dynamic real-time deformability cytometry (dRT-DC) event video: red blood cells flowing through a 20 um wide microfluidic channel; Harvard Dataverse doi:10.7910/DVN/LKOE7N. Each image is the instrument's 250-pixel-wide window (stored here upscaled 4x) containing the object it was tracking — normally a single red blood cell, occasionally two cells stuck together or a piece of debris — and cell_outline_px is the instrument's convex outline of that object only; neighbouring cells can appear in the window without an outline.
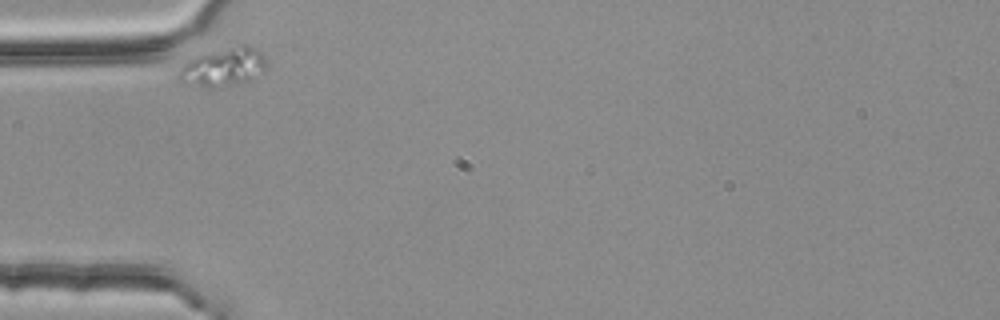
{"species": "common noctule bat (a hibernating species)", "species_latin": "Nyctalus noctula", "temperature_condition": "room temperature", "stored_images_in_passage": 2, "camera_frame_rate_fps": 3000, "um_per_image_px": 0.085, "animal": {"sex": "female", "body_mass_g": 25.1}, "frame": {"image": 1, "passage_image": 1, "time_ms": 0.0, "image_size_px": [1000, 320], "cell_outline_px": [[268, 64], [264, 68], [248, 80], [236, 84], [212, 88], [200, 88], [184, 84], [176, 76], [180, 68], [188, 60], [196, 56], [240, 44], [248, 44], [256, 48], [260, 52]], "centroid_in_image_um": [18.92, 5.71], "position_along_channel_um": 66.1, "area_um2": 19.65}}